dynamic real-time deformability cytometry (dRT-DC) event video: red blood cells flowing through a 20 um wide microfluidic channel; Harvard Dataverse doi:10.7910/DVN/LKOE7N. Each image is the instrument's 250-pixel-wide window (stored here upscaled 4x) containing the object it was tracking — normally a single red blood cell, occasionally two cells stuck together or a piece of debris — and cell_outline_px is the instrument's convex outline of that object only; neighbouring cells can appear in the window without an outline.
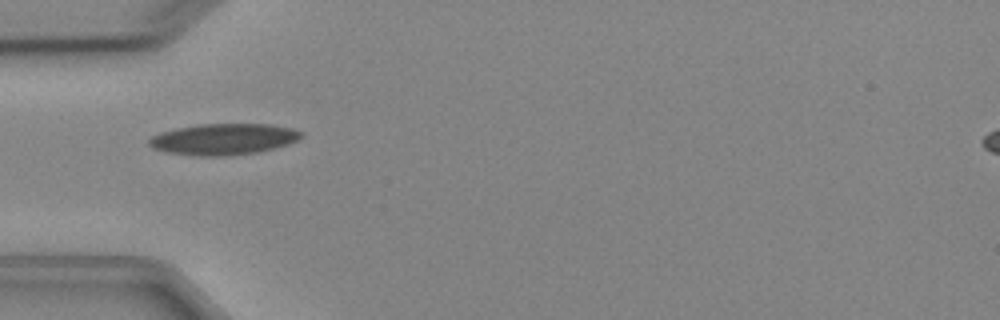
{"species": "Egyptian fruit bat (a non-hibernating species)", "species_latin": "Rousettus aegyptiacus", "temperature_condition": "cold", "stored_images_in_passage": 9, "camera_frame_rate_fps": 3000, "um_per_image_px": 0.085, "animal": {"sex": "female"}, "frame": {"image": 1, "passage_image": 6, "time_ms": 6.667, "image_size_px": [1000, 320], "cell_outline_px": [[304, 136], [288, 144], [260, 152], [232, 156], [200, 156], [164, 152], [152, 148], [148, 144], [148, 140], [152, 136], [160, 132], [176, 128], [196, 124], [272, 124], [292, 128], [304, 132]], "centroid_in_image_um": [19.0, 11.83], "position_along_channel_um": 66.0, "area_um2": 28.09}}
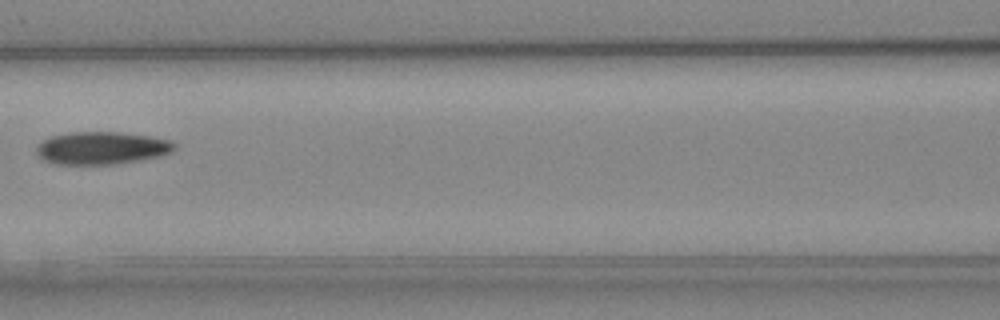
{"frame": {"image": 2, "passage_image": 8, "time_ms": 9.0, "image_size_px": [1000, 320], "cell_outline_px": [[176, 148], [172, 152], [160, 156], [140, 160], [116, 164], [56, 164], [44, 160], [36, 152], [36, 144], [52, 136], [72, 132], [120, 132], [148, 136], [172, 140], [176, 144]], "centroid_in_image_um": [8.67, 12.58], "position_along_channel_um": 157.9, "area_um2": 26.3}}
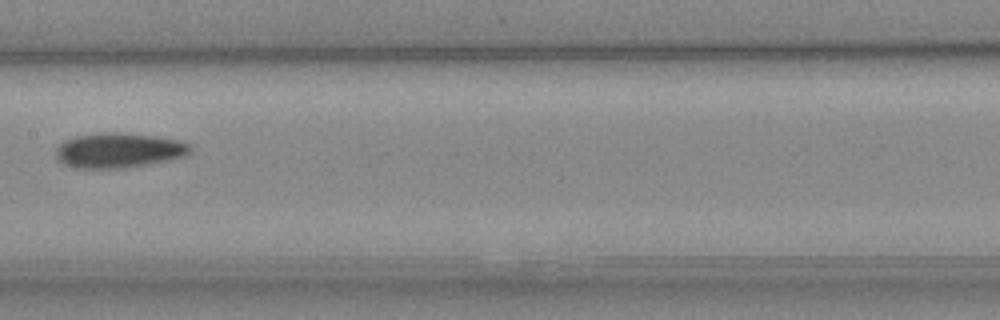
{"frame": {"image": 3, "passage_image": 9, "time_ms": 10.0, "image_size_px": [1000, 320], "cell_outline_px": [[192, 152], [184, 156], [168, 160], [148, 164], [124, 168], [76, 168], [64, 164], [56, 156], [56, 148], [64, 140], [76, 136], [96, 132], [116, 132], [152, 136], [180, 140], [192, 144]], "centroid_in_image_um": [10.11, 12.77], "position_along_channel_um": 197.3, "area_um2": 27.46}}